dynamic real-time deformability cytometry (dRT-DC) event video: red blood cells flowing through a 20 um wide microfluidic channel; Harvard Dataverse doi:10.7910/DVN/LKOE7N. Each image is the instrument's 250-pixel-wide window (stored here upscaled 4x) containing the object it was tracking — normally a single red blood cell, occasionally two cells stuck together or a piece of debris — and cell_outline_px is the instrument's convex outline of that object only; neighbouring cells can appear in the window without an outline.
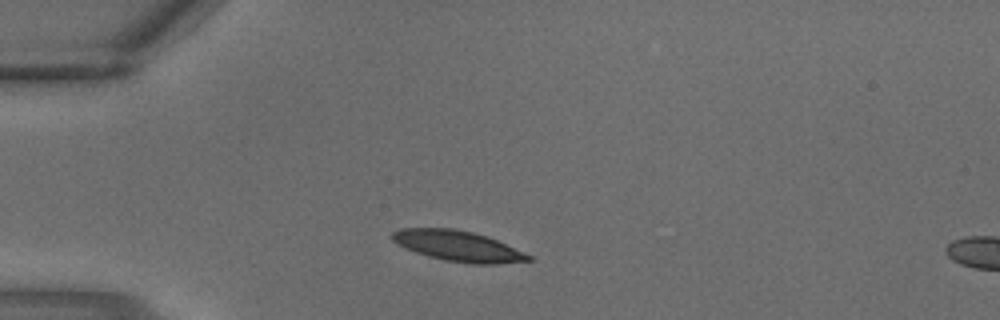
{"species": "common noctule bat (a hibernating species)", "species_latin": "Nyctalus noctula", "temperature_condition": "warm", "stored_images_in_passage": 2, "segment_of_instrument_passage": [1, 2], "camera_frame_rate_fps": 3000, "um_per_image_px": 0.085, "animal": {"sex": "male", "body_mass_g": 18.8}, "frame": {"image": 1, "passage_image": 1, "time_ms": 0.0, "image_size_px": [1000, 320], "cell_outline_px": [[532, 260], [496, 264], [472, 264], [444, 260], [428, 256], [416, 252], [392, 240], [392, 232], [400, 228], [452, 228], [472, 232], [496, 240], [524, 252], [532, 256]], "centroid_in_image_um": [38.94, 20.91], "position_along_channel_um": 46.1, "area_um2": 23.87}}